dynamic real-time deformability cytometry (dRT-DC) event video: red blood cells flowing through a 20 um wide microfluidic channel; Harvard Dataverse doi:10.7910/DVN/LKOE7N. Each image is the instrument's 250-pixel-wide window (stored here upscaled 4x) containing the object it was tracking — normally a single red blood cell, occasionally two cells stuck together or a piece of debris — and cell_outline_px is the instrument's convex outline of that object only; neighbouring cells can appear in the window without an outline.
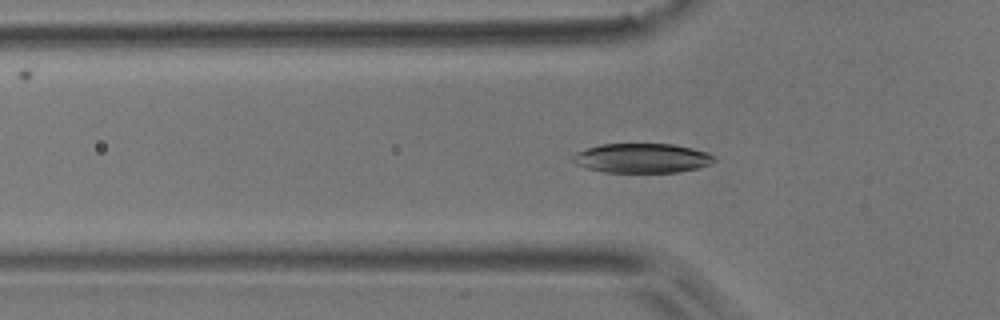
{"species": "common noctule bat (a hibernating species)", "species_latin": "Nyctalus noctula", "temperature_condition": "room temperature", "stored_images_in_passage": 53, "camera_frame_rate_fps": 3000, "um_per_image_px": 0.085, "animal": {"sex": "male", "body_mass_g": 17.9}, "frame": {"image": 1, "passage_image": 17, "time_ms": 5.333, "image_size_px": [1000, 320], "cell_outline_px": [[716, 160], [708, 164], [696, 168], [680, 172], [604, 172], [588, 168], [576, 164], [572, 160], [572, 156], [576, 152], [600, 144], [672, 144], [692, 148], [708, 152], [716, 156]], "centroid_in_image_um": [54.58, 13.44], "position_along_channel_um": 71.2, "area_um2": 24.22}}
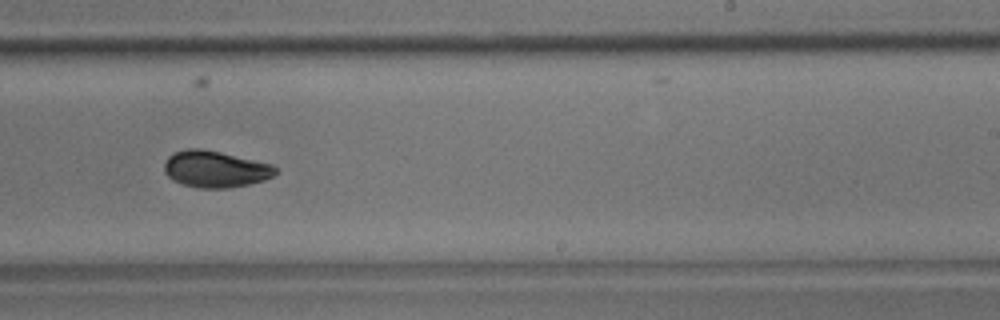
{"frame": {"image": 2, "passage_image": 33, "time_ms": 10.667, "image_size_px": [1000, 320], "cell_outline_px": [[280, 172], [264, 180], [248, 184], [228, 188], [200, 188], [180, 184], [172, 180], [164, 172], [164, 164], [168, 156], [176, 152], [188, 148], [200, 148], [220, 152], [272, 164]], "centroid_in_image_um": [18.29, 14.38], "position_along_channel_um": 270.7, "area_um2": 23.76}}
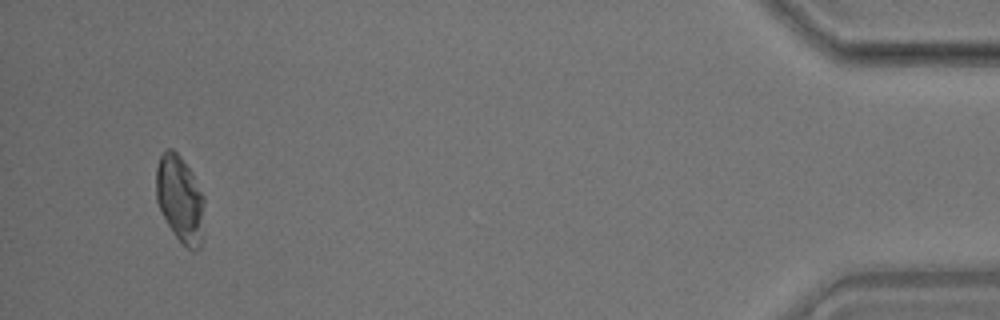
{"frame": {"image": 3, "passage_image": 51, "time_ms": 16.667, "image_size_px": [1000, 320], "cell_outline_px": [[204, 200], [200, 248], [188, 248], [176, 236], [168, 224], [156, 200], [156, 168], [160, 156], [164, 148], [172, 148], [180, 156], [192, 172], [204, 196]], "centroid_in_image_um": [15.28, 16.83], "position_along_channel_um": 419.9, "area_um2": 24.04}, "authors_computed_cell_mechanics": {"area_um2": 23.9292, "velocity_mm_per_s": 3.7298, "shape_relaxation_time_tau1_ms": 2.9152, "shape_relaxation_time_tau2_ms": 2.8144, "deformation_change_tau1": 0.1321, "deformation_change_tau2": 0.0701}}